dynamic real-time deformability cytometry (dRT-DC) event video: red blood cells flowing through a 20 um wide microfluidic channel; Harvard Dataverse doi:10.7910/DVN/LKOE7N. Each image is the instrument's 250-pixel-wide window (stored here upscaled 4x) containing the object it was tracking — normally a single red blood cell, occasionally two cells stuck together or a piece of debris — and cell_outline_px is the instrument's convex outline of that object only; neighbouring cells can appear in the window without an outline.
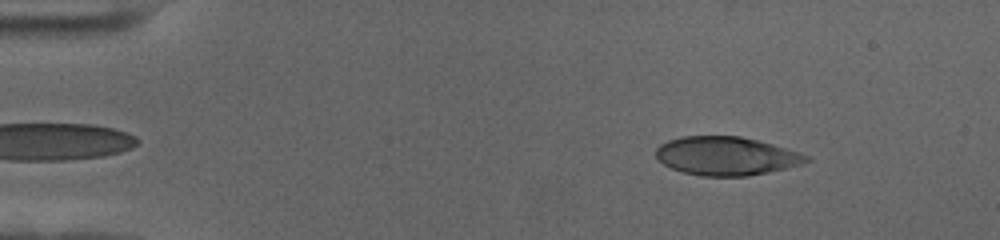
{"species": "human", "species_latin": "Homo sapiens", "temperature_condition": "cold", "stored_images_in_passage": 56, "camera_frame_rate_fps": 3000, "um_per_image_px": 0.085, "donor": {"sex": "female"}, "frame": {"image": 1, "passage_image": 7, "time_ms": 2.0, "image_size_px": [1000, 240], "cell_outline_px": [[812, 160], [800, 164], [768, 172], [748, 176], [700, 176], [684, 172], [672, 168], [656, 160], [656, 148], [660, 144], [668, 140], [680, 136], [740, 136], [772, 144], [800, 152], [808, 156]], "centroid_in_image_um": [61.7, 13.25], "position_along_channel_um": 23.3, "area_um2": 33.76}}
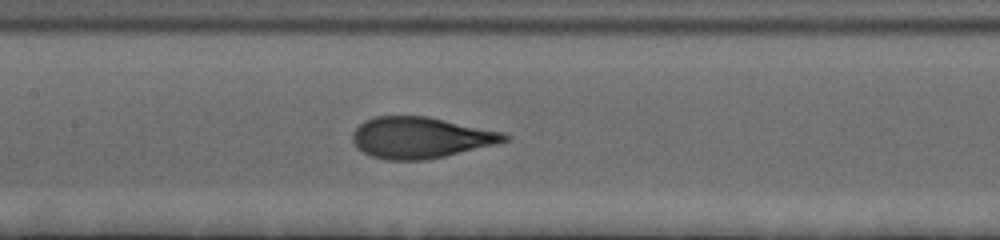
{"frame": {"image": 2, "passage_image": 27, "time_ms": 8.667, "image_size_px": [1000, 240], "cell_outline_px": [[512, 136], [508, 140], [496, 144], [428, 160], [388, 160], [372, 156], [356, 148], [352, 140], [352, 132], [364, 120], [376, 116], [428, 116], [504, 132]], "centroid_in_image_um": [35.75, 11.69], "position_along_channel_um": 171.6, "area_um2": 36.65}}
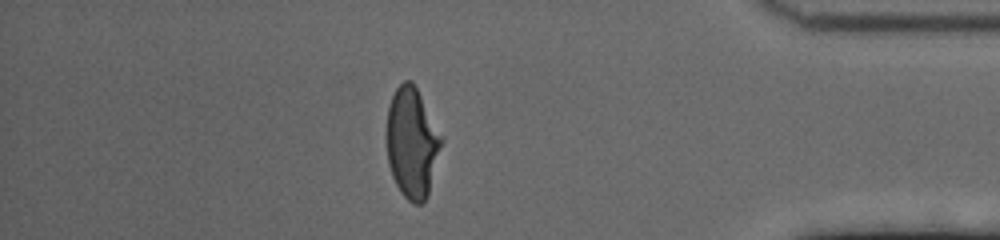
{"frame": {"image": 3, "passage_image": 49, "time_ms": 16.0, "image_size_px": [1000, 240], "cell_outline_px": [[444, 140], [428, 196], [420, 204], [412, 204], [400, 192], [392, 176], [388, 164], [384, 136], [388, 108], [392, 96], [396, 88], [404, 80], [412, 80]], "centroid_in_image_um": [34.99, 12.16], "position_along_channel_um": 400.2, "area_um2": 35.78}, "authors_computed_cell_mechanics": {"area_um2": 36.0961, "velocity_mm_per_s": 3.548, "shape_relaxation_time_tau1_ms": 3.9839, "shape_relaxation_time_tau2_ms": 0.719, "deformation_change_tau1": 0.1985, "deformation_change_tau2": 0.0752}}